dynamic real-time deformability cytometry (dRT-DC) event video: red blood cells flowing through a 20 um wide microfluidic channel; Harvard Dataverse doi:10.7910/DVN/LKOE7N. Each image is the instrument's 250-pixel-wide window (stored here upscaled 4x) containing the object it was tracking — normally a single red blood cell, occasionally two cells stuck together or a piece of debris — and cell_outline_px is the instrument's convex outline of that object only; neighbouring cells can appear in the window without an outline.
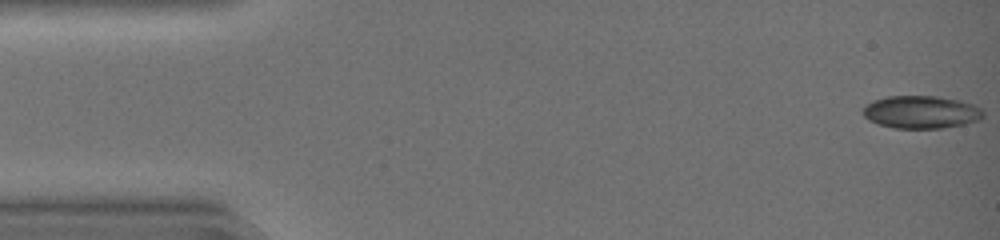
{"species": "common noctule bat (a hibernating species)", "species_latin": "Nyctalus noctula", "temperature_condition": "warm", "stored_images_in_passage": 27, "camera_frame_rate_fps": 3000, "um_per_image_px": 0.085, "animal": {"sex": "female", "body_mass_g": 19.0, "forearm_length_mm": 51.5}, "frame": {"image": 1, "passage_image": 1, "time_ms": 0.0, "image_size_px": [1000, 240], "cell_outline_px": [[984, 116], [980, 120], [964, 124], [944, 128], [896, 128], [876, 124], [868, 120], [860, 112], [872, 100], [888, 96], [936, 96], [960, 100], [972, 104], [980, 108], [984, 112]], "centroid_in_image_um": [78.29, 9.53], "position_along_channel_um": 6.7, "area_um2": 23.12}}
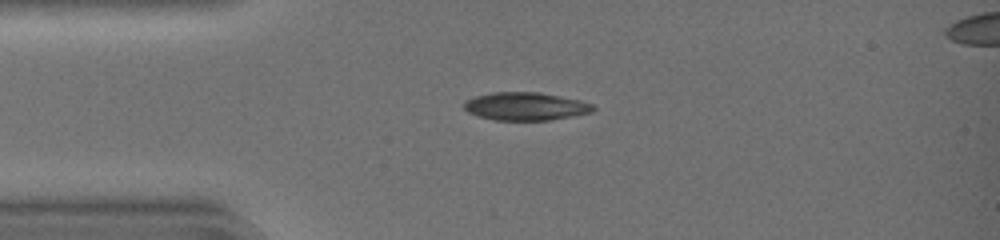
{"frame": {"image": 2, "passage_image": 11, "time_ms": 3.333, "image_size_px": [1000, 240], "cell_outline_px": [[596, 108], [592, 112], [552, 120], [492, 120], [476, 116], [468, 112], [464, 108], [464, 100], [476, 96], [492, 92], [540, 92], [580, 100], [592, 104]], "centroid_in_image_um": [44.65, 9.04], "position_along_channel_um": 40.3, "area_um2": 21.21}}